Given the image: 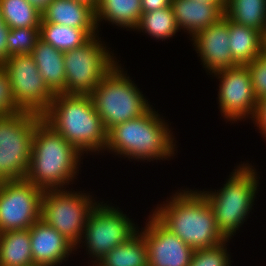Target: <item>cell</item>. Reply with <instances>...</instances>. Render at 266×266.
Here are the masks:
<instances>
[{
  "instance_id": "1",
  "label": "cell",
  "mask_w": 266,
  "mask_h": 266,
  "mask_svg": "<svg viewBox=\"0 0 266 266\" xmlns=\"http://www.w3.org/2000/svg\"><path fill=\"white\" fill-rule=\"evenodd\" d=\"M178 189L157 204L152 214L193 250L214 247L226 239L216 225L214 211L201 190Z\"/></svg>"
},
{
  "instance_id": "2",
  "label": "cell",
  "mask_w": 266,
  "mask_h": 266,
  "mask_svg": "<svg viewBox=\"0 0 266 266\" xmlns=\"http://www.w3.org/2000/svg\"><path fill=\"white\" fill-rule=\"evenodd\" d=\"M153 108L140 117L110 128L105 151L138 162L173 159L178 152L176 138L168 121Z\"/></svg>"
},
{
  "instance_id": "3",
  "label": "cell",
  "mask_w": 266,
  "mask_h": 266,
  "mask_svg": "<svg viewBox=\"0 0 266 266\" xmlns=\"http://www.w3.org/2000/svg\"><path fill=\"white\" fill-rule=\"evenodd\" d=\"M42 120L83 155L106 149L107 131L90 95L55 94Z\"/></svg>"
},
{
  "instance_id": "4",
  "label": "cell",
  "mask_w": 266,
  "mask_h": 266,
  "mask_svg": "<svg viewBox=\"0 0 266 266\" xmlns=\"http://www.w3.org/2000/svg\"><path fill=\"white\" fill-rule=\"evenodd\" d=\"M82 157L70 142L41 120L34 130L25 179L44 191L67 188L77 179Z\"/></svg>"
},
{
  "instance_id": "5",
  "label": "cell",
  "mask_w": 266,
  "mask_h": 266,
  "mask_svg": "<svg viewBox=\"0 0 266 266\" xmlns=\"http://www.w3.org/2000/svg\"><path fill=\"white\" fill-rule=\"evenodd\" d=\"M225 184L214 191H201L214 211L216 225L221 235L230 240L242 227L252 211L258 187V172L250 163H243L228 176Z\"/></svg>"
},
{
  "instance_id": "6",
  "label": "cell",
  "mask_w": 266,
  "mask_h": 266,
  "mask_svg": "<svg viewBox=\"0 0 266 266\" xmlns=\"http://www.w3.org/2000/svg\"><path fill=\"white\" fill-rule=\"evenodd\" d=\"M117 64L89 94L105 130L145 114L151 103L134 80Z\"/></svg>"
},
{
  "instance_id": "7",
  "label": "cell",
  "mask_w": 266,
  "mask_h": 266,
  "mask_svg": "<svg viewBox=\"0 0 266 266\" xmlns=\"http://www.w3.org/2000/svg\"><path fill=\"white\" fill-rule=\"evenodd\" d=\"M41 120L42 115L30 111L0 117V182L26 178L34 130Z\"/></svg>"
},
{
  "instance_id": "8",
  "label": "cell",
  "mask_w": 266,
  "mask_h": 266,
  "mask_svg": "<svg viewBox=\"0 0 266 266\" xmlns=\"http://www.w3.org/2000/svg\"><path fill=\"white\" fill-rule=\"evenodd\" d=\"M99 35L76 49L64 52L66 79L63 94L89 95L119 64L120 61Z\"/></svg>"
},
{
  "instance_id": "9",
  "label": "cell",
  "mask_w": 266,
  "mask_h": 266,
  "mask_svg": "<svg viewBox=\"0 0 266 266\" xmlns=\"http://www.w3.org/2000/svg\"><path fill=\"white\" fill-rule=\"evenodd\" d=\"M69 190L70 188L44 191L41 219L62 234L77 251L87 218L99 201L84 190Z\"/></svg>"
},
{
  "instance_id": "10",
  "label": "cell",
  "mask_w": 266,
  "mask_h": 266,
  "mask_svg": "<svg viewBox=\"0 0 266 266\" xmlns=\"http://www.w3.org/2000/svg\"><path fill=\"white\" fill-rule=\"evenodd\" d=\"M110 204L99 200L87 218L83 237L77 246L86 247V254L90 255L88 258L93 259L92 263L88 262L91 266L97 264L110 250L126 242L139 228L119 207Z\"/></svg>"
},
{
  "instance_id": "11",
  "label": "cell",
  "mask_w": 266,
  "mask_h": 266,
  "mask_svg": "<svg viewBox=\"0 0 266 266\" xmlns=\"http://www.w3.org/2000/svg\"><path fill=\"white\" fill-rule=\"evenodd\" d=\"M6 72L16 105L22 111L42 115L55 94L48 88L30 54L9 56L1 65Z\"/></svg>"
},
{
  "instance_id": "12",
  "label": "cell",
  "mask_w": 266,
  "mask_h": 266,
  "mask_svg": "<svg viewBox=\"0 0 266 266\" xmlns=\"http://www.w3.org/2000/svg\"><path fill=\"white\" fill-rule=\"evenodd\" d=\"M44 190L23 180L0 182V234L29 229L41 218Z\"/></svg>"
},
{
  "instance_id": "13",
  "label": "cell",
  "mask_w": 266,
  "mask_h": 266,
  "mask_svg": "<svg viewBox=\"0 0 266 266\" xmlns=\"http://www.w3.org/2000/svg\"><path fill=\"white\" fill-rule=\"evenodd\" d=\"M212 76L219 80L217 102L221 117L233 124L237 121L253 120L258 101L247 66L237 65Z\"/></svg>"
},
{
  "instance_id": "14",
  "label": "cell",
  "mask_w": 266,
  "mask_h": 266,
  "mask_svg": "<svg viewBox=\"0 0 266 266\" xmlns=\"http://www.w3.org/2000/svg\"><path fill=\"white\" fill-rule=\"evenodd\" d=\"M138 231L147 246L148 266H189L194 250L151 212L145 227L138 228Z\"/></svg>"
},
{
  "instance_id": "15",
  "label": "cell",
  "mask_w": 266,
  "mask_h": 266,
  "mask_svg": "<svg viewBox=\"0 0 266 266\" xmlns=\"http://www.w3.org/2000/svg\"><path fill=\"white\" fill-rule=\"evenodd\" d=\"M190 41L207 74L237 66L230 51L228 18L225 15L217 23L197 32Z\"/></svg>"
},
{
  "instance_id": "16",
  "label": "cell",
  "mask_w": 266,
  "mask_h": 266,
  "mask_svg": "<svg viewBox=\"0 0 266 266\" xmlns=\"http://www.w3.org/2000/svg\"><path fill=\"white\" fill-rule=\"evenodd\" d=\"M29 232L34 266H60L76 254V247L41 218Z\"/></svg>"
},
{
  "instance_id": "17",
  "label": "cell",
  "mask_w": 266,
  "mask_h": 266,
  "mask_svg": "<svg viewBox=\"0 0 266 266\" xmlns=\"http://www.w3.org/2000/svg\"><path fill=\"white\" fill-rule=\"evenodd\" d=\"M171 7L178 29L187 32L189 39L200 30L217 23L225 15V9L219 3L172 0Z\"/></svg>"
},
{
  "instance_id": "18",
  "label": "cell",
  "mask_w": 266,
  "mask_h": 266,
  "mask_svg": "<svg viewBox=\"0 0 266 266\" xmlns=\"http://www.w3.org/2000/svg\"><path fill=\"white\" fill-rule=\"evenodd\" d=\"M41 21L85 29L92 37L99 34L95 9L78 0H52L42 11Z\"/></svg>"
},
{
  "instance_id": "19",
  "label": "cell",
  "mask_w": 266,
  "mask_h": 266,
  "mask_svg": "<svg viewBox=\"0 0 266 266\" xmlns=\"http://www.w3.org/2000/svg\"><path fill=\"white\" fill-rule=\"evenodd\" d=\"M41 77L48 88L54 93H62L65 89L64 52L55 49L50 43L38 39L30 54Z\"/></svg>"
},
{
  "instance_id": "20",
  "label": "cell",
  "mask_w": 266,
  "mask_h": 266,
  "mask_svg": "<svg viewBox=\"0 0 266 266\" xmlns=\"http://www.w3.org/2000/svg\"><path fill=\"white\" fill-rule=\"evenodd\" d=\"M142 15L141 0H99L95 7L97 29L101 21L135 30Z\"/></svg>"
},
{
  "instance_id": "21",
  "label": "cell",
  "mask_w": 266,
  "mask_h": 266,
  "mask_svg": "<svg viewBox=\"0 0 266 266\" xmlns=\"http://www.w3.org/2000/svg\"><path fill=\"white\" fill-rule=\"evenodd\" d=\"M228 30L230 51L237 65L249 64L266 49L259 31L236 24L229 19Z\"/></svg>"
},
{
  "instance_id": "22",
  "label": "cell",
  "mask_w": 266,
  "mask_h": 266,
  "mask_svg": "<svg viewBox=\"0 0 266 266\" xmlns=\"http://www.w3.org/2000/svg\"><path fill=\"white\" fill-rule=\"evenodd\" d=\"M0 266H34L29 229L0 234Z\"/></svg>"
},
{
  "instance_id": "23",
  "label": "cell",
  "mask_w": 266,
  "mask_h": 266,
  "mask_svg": "<svg viewBox=\"0 0 266 266\" xmlns=\"http://www.w3.org/2000/svg\"><path fill=\"white\" fill-rule=\"evenodd\" d=\"M94 266H148L144 237L137 231L126 242L110 250Z\"/></svg>"
},
{
  "instance_id": "24",
  "label": "cell",
  "mask_w": 266,
  "mask_h": 266,
  "mask_svg": "<svg viewBox=\"0 0 266 266\" xmlns=\"http://www.w3.org/2000/svg\"><path fill=\"white\" fill-rule=\"evenodd\" d=\"M40 38L55 49L66 52L84 45L92 36L85 29L41 21Z\"/></svg>"
},
{
  "instance_id": "25",
  "label": "cell",
  "mask_w": 266,
  "mask_h": 266,
  "mask_svg": "<svg viewBox=\"0 0 266 266\" xmlns=\"http://www.w3.org/2000/svg\"><path fill=\"white\" fill-rule=\"evenodd\" d=\"M225 16L236 24L261 32L266 16V0H227Z\"/></svg>"
},
{
  "instance_id": "26",
  "label": "cell",
  "mask_w": 266,
  "mask_h": 266,
  "mask_svg": "<svg viewBox=\"0 0 266 266\" xmlns=\"http://www.w3.org/2000/svg\"><path fill=\"white\" fill-rule=\"evenodd\" d=\"M134 31L148 34L157 40H166L175 36L178 29L172 7L163 8L149 13H142Z\"/></svg>"
},
{
  "instance_id": "27",
  "label": "cell",
  "mask_w": 266,
  "mask_h": 266,
  "mask_svg": "<svg viewBox=\"0 0 266 266\" xmlns=\"http://www.w3.org/2000/svg\"><path fill=\"white\" fill-rule=\"evenodd\" d=\"M3 22L11 28L40 27L42 12L27 0H0Z\"/></svg>"
},
{
  "instance_id": "28",
  "label": "cell",
  "mask_w": 266,
  "mask_h": 266,
  "mask_svg": "<svg viewBox=\"0 0 266 266\" xmlns=\"http://www.w3.org/2000/svg\"><path fill=\"white\" fill-rule=\"evenodd\" d=\"M40 38V27L11 28L7 34V58L31 54Z\"/></svg>"
},
{
  "instance_id": "29",
  "label": "cell",
  "mask_w": 266,
  "mask_h": 266,
  "mask_svg": "<svg viewBox=\"0 0 266 266\" xmlns=\"http://www.w3.org/2000/svg\"><path fill=\"white\" fill-rule=\"evenodd\" d=\"M229 241L226 240L214 247L194 250L189 266H231L233 261L227 250Z\"/></svg>"
},
{
  "instance_id": "30",
  "label": "cell",
  "mask_w": 266,
  "mask_h": 266,
  "mask_svg": "<svg viewBox=\"0 0 266 266\" xmlns=\"http://www.w3.org/2000/svg\"><path fill=\"white\" fill-rule=\"evenodd\" d=\"M246 66L251 76L256 100L260 101L266 97V49Z\"/></svg>"
},
{
  "instance_id": "31",
  "label": "cell",
  "mask_w": 266,
  "mask_h": 266,
  "mask_svg": "<svg viewBox=\"0 0 266 266\" xmlns=\"http://www.w3.org/2000/svg\"><path fill=\"white\" fill-rule=\"evenodd\" d=\"M21 111L15 103L10 80L0 66V117L10 116Z\"/></svg>"
},
{
  "instance_id": "32",
  "label": "cell",
  "mask_w": 266,
  "mask_h": 266,
  "mask_svg": "<svg viewBox=\"0 0 266 266\" xmlns=\"http://www.w3.org/2000/svg\"><path fill=\"white\" fill-rule=\"evenodd\" d=\"M253 124H255L259 133L266 140V97L262 98L257 103V109L253 118Z\"/></svg>"
},
{
  "instance_id": "33",
  "label": "cell",
  "mask_w": 266,
  "mask_h": 266,
  "mask_svg": "<svg viewBox=\"0 0 266 266\" xmlns=\"http://www.w3.org/2000/svg\"><path fill=\"white\" fill-rule=\"evenodd\" d=\"M172 0H141L142 13H149L171 6Z\"/></svg>"
},
{
  "instance_id": "34",
  "label": "cell",
  "mask_w": 266,
  "mask_h": 266,
  "mask_svg": "<svg viewBox=\"0 0 266 266\" xmlns=\"http://www.w3.org/2000/svg\"><path fill=\"white\" fill-rule=\"evenodd\" d=\"M10 28L2 21L0 23V65L7 59V34Z\"/></svg>"
},
{
  "instance_id": "35",
  "label": "cell",
  "mask_w": 266,
  "mask_h": 266,
  "mask_svg": "<svg viewBox=\"0 0 266 266\" xmlns=\"http://www.w3.org/2000/svg\"><path fill=\"white\" fill-rule=\"evenodd\" d=\"M27 1L42 12L52 0H27Z\"/></svg>"
},
{
  "instance_id": "36",
  "label": "cell",
  "mask_w": 266,
  "mask_h": 266,
  "mask_svg": "<svg viewBox=\"0 0 266 266\" xmlns=\"http://www.w3.org/2000/svg\"><path fill=\"white\" fill-rule=\"evenodd\" d=\"M196 1L206 2V3H219L224 9L226 8L225 0H196Z\"/></svg>"
},
{
  "instance_id": "37",
  "label": "cell",
  "mask_w": 266,
  "mask_h": 266,
  "mask_svg": "<svg viewBox=\"0 0 266 266\" xmlns=\"http://www.w3.org/2000/svg\"><path fill=\"white\" fill-rule=\"evenodd\" d=\"M261 34V40L266 45V16L264 18L263 28L260 32Z\"/></svg>"
},
{
  "instance_id": "38",
  "label": "cell",
  "mask_w": 266,
  "mask_h": 266,
  "mask_svg": "<svg viewBox=\"0 0 266 266\" xmlns=\"http://www.w3.org/2000/svg\"><path fill=\"white\" fill-rule=\"evenodd\" d=\"M78 1L87 3V4L91 5L95 9V7L97 6L99 0H78Z\"/></svg>"
},
{
  "instance_id": "39",
  "label": "cell",
  "mask_w": 266,
  "mask_h": 266,
  "mask_svg": "<svg viewBox=\"0 0 266 266\" xmlns=\"http://www.w3.org/2000/svg\"><path fill=\"white\" fill-rule=\"evenodd\" d=\"M3 21L2 19V13H1V7H0V23Z\"/></svg>"
}]
</instances>
